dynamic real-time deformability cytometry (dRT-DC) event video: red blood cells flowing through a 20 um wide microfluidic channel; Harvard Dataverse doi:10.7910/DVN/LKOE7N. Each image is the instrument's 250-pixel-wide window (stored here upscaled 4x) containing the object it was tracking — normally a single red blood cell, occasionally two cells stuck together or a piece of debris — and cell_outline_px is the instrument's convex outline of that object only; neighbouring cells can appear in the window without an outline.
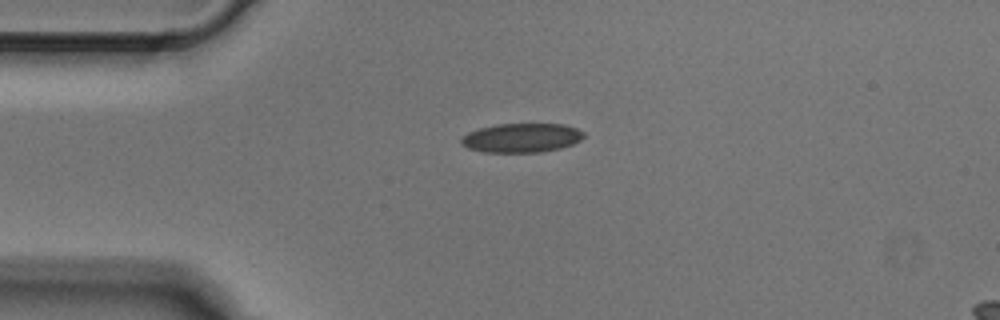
{"species": "Egyptian fruit bat (a non-hibernating species)", "species_latin": "Rousettus aegyptiacus", "temperature_condition": "cold", "stored_images_in_passage": 5, "camera_frame_rate_fps": 3000, "um_per_image_px": 0.085, "animal": {"sex": "male"}, "frame": {"image": 1, "passage_image": 3, "time_ms": 0.667, "image_size_px": [1000, 320], "cell_outline_px": [[584, 136], [580, 140], [572, 144], [560, 148], [540, 152], [484, 152], [468, 148], [460, 144], [460, 140], [468, 132], [480, 128], [496, 124], [564, 124], [576, 128], [584, 132]], "centroid_in_image_um": [44.32, 11.71], "position_along_channel_um": 40.7, "area_um2": 20.75}}
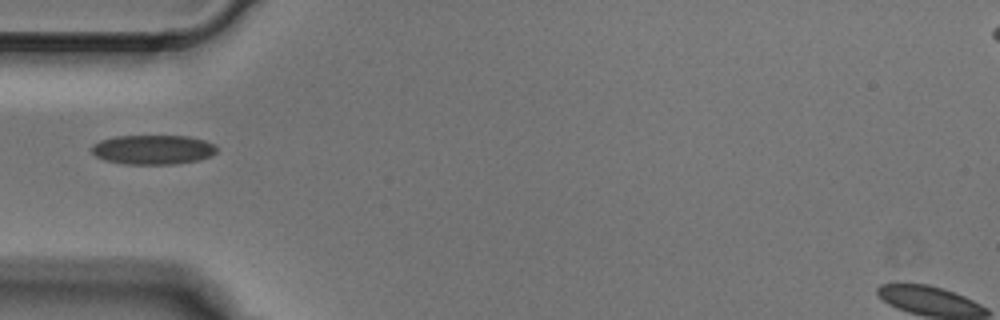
{"frame": {"image": 2, "passage_image": 4, "time_ms": 1.0, "image_size_px": [1000, 320], "cell_outline_px": [[216, 152], [212, 156], [200, 160], [176, 164], [124, 164], [104, 160], [96, 156], [92, 152], [92, 144], [100, 140], [116, 136], [188, 136], [204, 140], [216, 144]], "centroid_in_image_um": [13.02, 12.72], "position_along_channel_um": 72.0, "area_um2": 21.68}}
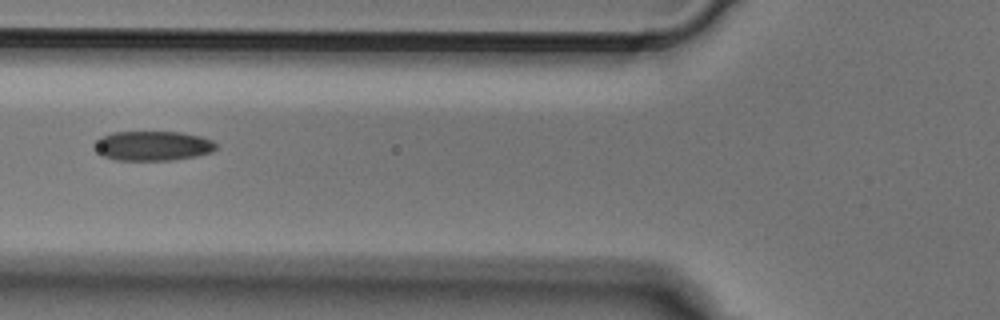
{"frame": {"image": 3, "passage_image": 5, "time_ms": 1.333, "image_size_px": [1000, 320], "cell_outline_px": [[216, 148], [212, 152], [196, 156], [172, 160], [116, 160], [104, 156], [96, 152], [92, 148], [96, 140], [100, 136], [112, 132], [180, 132], [200, 136], [212, 140], [216, 144]], "centroid_in_image_um": [12.94, 12.39], "position_along_channel_um": 112.9, "area_um2": 21.15}}